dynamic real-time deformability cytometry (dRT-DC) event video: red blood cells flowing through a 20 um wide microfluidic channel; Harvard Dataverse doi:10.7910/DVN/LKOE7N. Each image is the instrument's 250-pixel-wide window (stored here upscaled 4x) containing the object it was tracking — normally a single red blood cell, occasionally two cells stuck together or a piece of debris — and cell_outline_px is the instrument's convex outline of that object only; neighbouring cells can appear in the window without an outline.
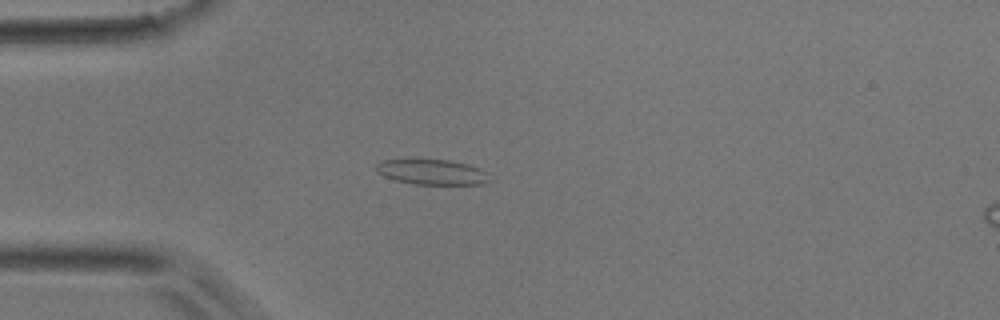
{"species": "common noctule bat (a hibernating species)", "species_latin": "Nyctalus noctula", "temperature_condition": "room temperature", "stored_images_in_passage": 46, "camera_frame_rate_fps": 3000, "um_per_image_px": 0.085, "animal": {"sex": "male", "body_mass_g": 17.9}, "frame": {"image": 1, "passage_image": 9, "time_ms": 2.667, "image_size_px": [1000, 320], "cell_outline_px": [[492, 180], [484, 184], [416, 184], [396, 180], [384, 176], [376, 172], [376, 164], [380, 160], [448, 160], [468, 164], [480, 168], [488, 172]], "centroid_in_image_um": [36.77, 14.63], "position_along_channel_um": 48.2, "area_um2": 16.7}}
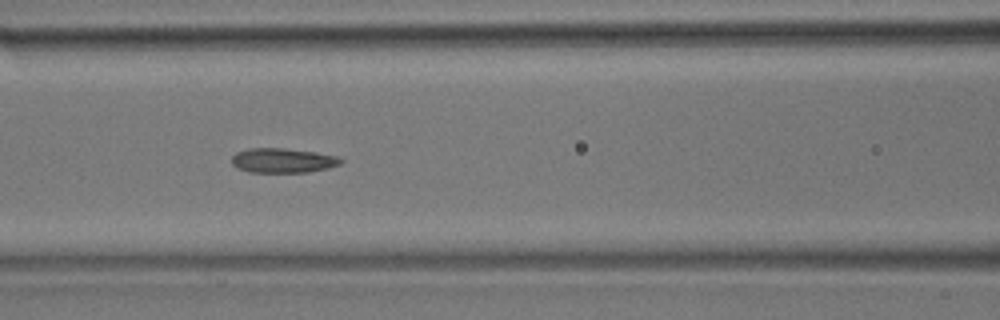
{"frame": {"image": 2, "passage_image": 17, "time_ms": 5.333, "image_size_px": [1000, 320], "cell_outline_px": [[344, 160], [340, 164], [328, 168], [308, 172], [248, 172], [236, 168], [232, 164], [232, 156], [236, 152], [248, 148], [284, 148], [316, 152], [340, 156]], "centroid_in_image_um": [24.05, 13.63], "position_along_channel_um": 142.6, "area_um2": 15.84}}
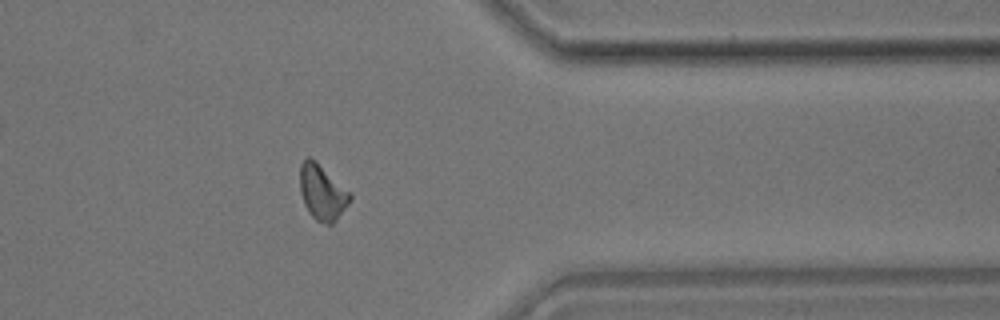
{"frame": {"image": 3, "passage_image": 36, "time_ms": 11.667, "image_size_px": [1000, 320], "cell_outline_px": [[352, 196], [348, 204], [336, 220], [332, 224], [324, 224], [316, 220], [308, 212], [304, 204], [300, 192], [300, 164], [308, 156], [316, 160], [352, 192]], "centroid_in_image_um": [27.4, 16.33], "position_along_channel_um": 384.0, "area_um2": 16.42}}